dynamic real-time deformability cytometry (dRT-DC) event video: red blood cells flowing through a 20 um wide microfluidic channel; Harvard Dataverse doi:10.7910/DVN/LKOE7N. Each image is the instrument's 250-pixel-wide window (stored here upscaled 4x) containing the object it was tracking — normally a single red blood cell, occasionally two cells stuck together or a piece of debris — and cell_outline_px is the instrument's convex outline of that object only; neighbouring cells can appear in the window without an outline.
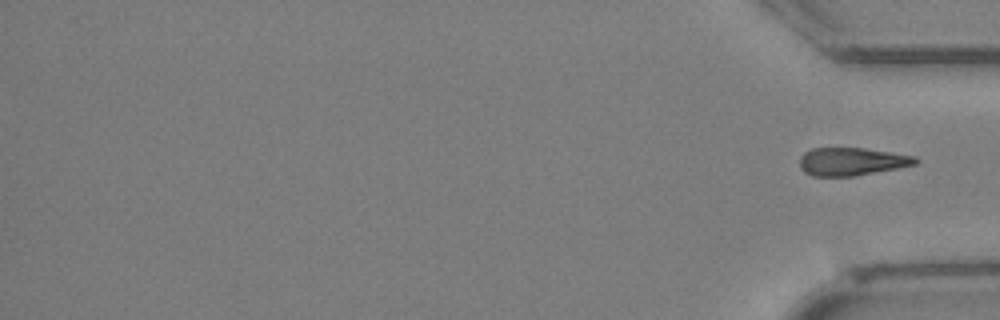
{"species": "Egyptian fruit bat (a non-hibernating species)", "species_latin": "Rousettus aegyptiacus", "temperature_condition": "cold", "stored_images_in_passage": 25, "segment_of_instrument_passage": [2, 2], "camera_frame_rate_fps": 3000, "um_per_image_px": 0.085, "animal": {"sex": "female"}, "frame": {"image": 1, "passage_image": 25, "time_ms": 8.0, "image_size_px": [1000, 320], "cell_outline_px": [[920, 160], [916, 164], [856, 176], [812, 176], [804, 172], [800, 168], [800, 156], [804, 152], [812, 148], [864, 148], [916, 156]], "centroid_in_image_um": [72.38, 13.73], "position_along_channel_um": 362.8, "area_um2": 18.9}}